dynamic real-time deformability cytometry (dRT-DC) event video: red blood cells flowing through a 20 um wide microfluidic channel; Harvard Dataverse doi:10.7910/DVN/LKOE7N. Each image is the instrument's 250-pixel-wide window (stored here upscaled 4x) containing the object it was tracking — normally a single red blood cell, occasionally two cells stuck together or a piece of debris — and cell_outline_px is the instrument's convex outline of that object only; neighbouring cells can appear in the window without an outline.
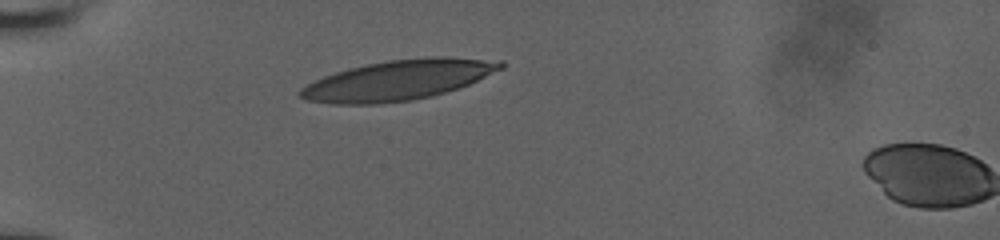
{"species": "human", "species_latin": "Homo sapiens", "temperature_condition": "room temperature", "stored_images_in_passage": 4, "camera_frame_rate_fps": 3000, "um_per_image_px": 0.085, "donor": {"sex": "male"}, "frame": {"image": 1, "passage_image": 1, "time_ms": 0.0, "image_size_px": [1000, 240], "cell_outline_px": [[504, 68], [468, 84], [444, 92], [412, 100], [380, 104], [332, 104], [308, 100], [300, 96], [296, 92], [300, 88], [324, 76], [348, 68], [388, 60], [428, 56], [444, 56], [504, 60]], "centroid_in_image_um": [33.87, 6.79], "position_along_channel_um": 51.1, "area_um2": 46.76}}